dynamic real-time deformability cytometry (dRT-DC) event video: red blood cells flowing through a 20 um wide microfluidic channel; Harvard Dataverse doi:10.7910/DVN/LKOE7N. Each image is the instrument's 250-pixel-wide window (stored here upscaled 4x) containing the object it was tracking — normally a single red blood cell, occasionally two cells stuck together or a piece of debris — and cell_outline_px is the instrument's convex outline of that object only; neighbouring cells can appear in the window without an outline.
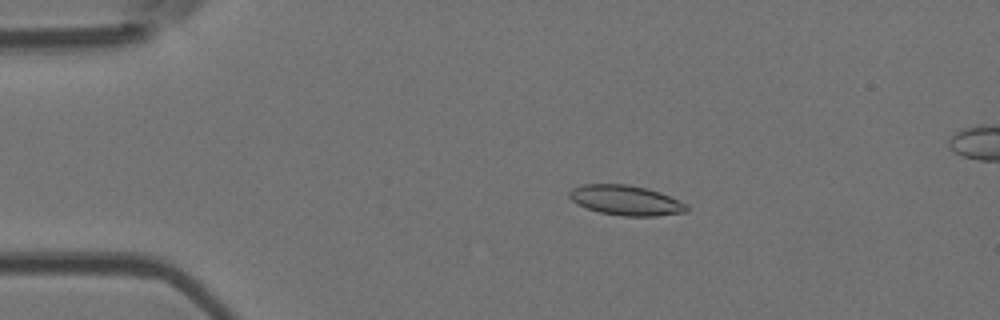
{"species": "Egyptian fruit bat (a non-hibernating species)", "species_latin": "Rousettus aegyptiacus", "temperature_condition": "room temperature", "stored_images_in_passage": 9, "camera_frame_rate_fps": 3000, "um_per_image_px": 0.085, "animal": {"sex": "female"}, "frame": {"image": 1, "passage_image": 3, "time_ms": 3.333, "image_size_px": [1000, 320], "cell_outline_px": [[688, 212], [656, 216], [624, 216], [600, 212], [576, 204], [568, 196], [568, 192], [572, 188], [584, 184], [628, 184], [648, 188], [660, 192], [688, 204]], "centroid_in_image_um": [53.21, 17.02], "position_along_channel_um": 31.8, "area_um2": 20.63}}
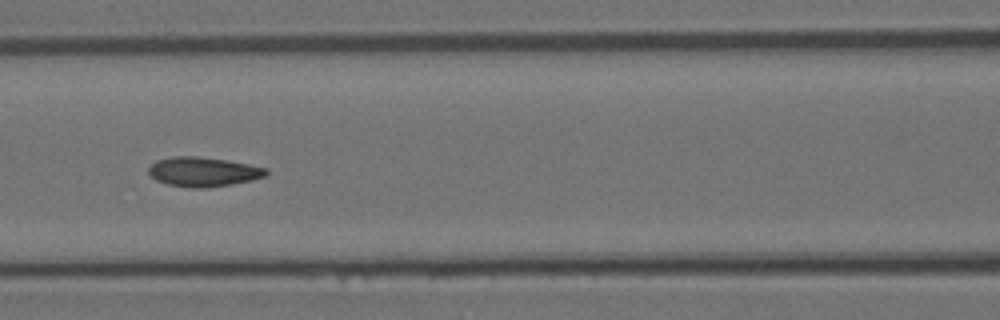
{"frame": {"image": 2, "passage_image": 7, "time_ms": 7.667, "image_size_px": [1000, 320], "cell_outline_px": [[268, 172], [264, 176], [252, 180], [232, 184], [208, 188], [192, 188], [168, 184], [156, 180], [148, 172], [148, 168], [156, 160], [172, 156], [196, 156], [228, 160], [268, 168]], "centroid_in_image_um": [17.28, 14.6], "position_along_channel_um": 149.3, "area_um2": 20.23}}
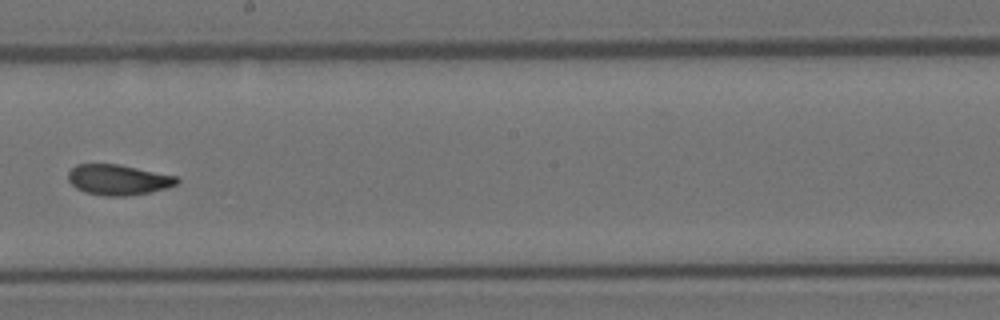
{"frame": {"image": 3, "passage_image": 9, "time_ms": 10.0, "image_size_px": [1000, 320], "cell_outline_px": [[180, 180], [176, 184], [168, 188], [128, 196], [104, 196], [84, 192], [76, 188], [68, 180], [68, 172], [76, 164], [120, 164], [176, 176]], "centroid_in_image_um": [10.04, 15.28], "position_along_channel_um": 238.2, "area_um2": 19.36}}